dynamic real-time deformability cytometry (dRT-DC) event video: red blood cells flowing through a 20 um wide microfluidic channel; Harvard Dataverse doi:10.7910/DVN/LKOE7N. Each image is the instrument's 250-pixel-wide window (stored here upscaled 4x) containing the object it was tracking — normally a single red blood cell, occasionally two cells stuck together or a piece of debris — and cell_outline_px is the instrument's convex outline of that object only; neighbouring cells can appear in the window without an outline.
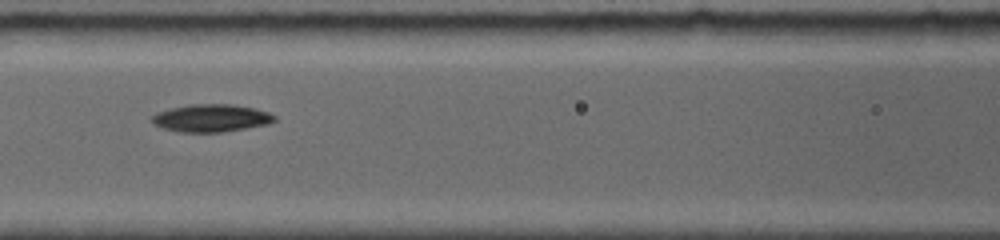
{"species": "common noctule bat (a hibernating species)", "species_latin": "Nyctalus noctula", "temperature_condition": "room temperature", "stored_images_in_passage": 34, "camera_frame_rate_fps": 5000, "um_per_image_px": 0.085, "animal": {"sex": "female", "body_mass_g": 19.0, "forearm_length_mm": 56.7}, "frame": {"image": 1, "passage_image": 6, "time_ms": 2.6, "image_size_px": [1000, 240], "cell_outline_px": [[276, 120], [268, 124], [224, 132], [180, 132], [164, 128], [152, 124], [152, 116], [156, 112], [188, 104], [232, 104], [256, 108], [268, 112], [276, 116]], "centroid_in_image_um": [17.96, 10.03], "position_along_channel_um": 148.6, "area_um2": 19.83}}